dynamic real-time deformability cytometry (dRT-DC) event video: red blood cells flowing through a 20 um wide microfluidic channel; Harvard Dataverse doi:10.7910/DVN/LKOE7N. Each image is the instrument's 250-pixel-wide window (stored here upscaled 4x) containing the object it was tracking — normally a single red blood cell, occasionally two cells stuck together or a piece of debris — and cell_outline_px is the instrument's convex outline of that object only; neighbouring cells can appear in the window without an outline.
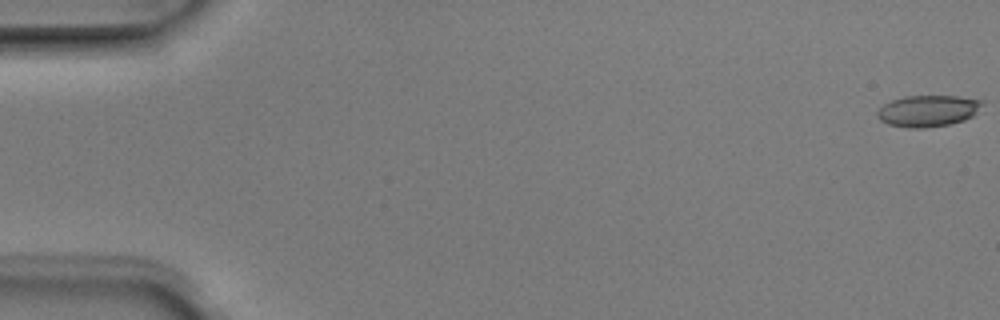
{"species": "Egyptian fruit bat (a non-hibernating species)", "species_latin": "Rousettus aegyptiacus", "temperature_condition": "room temperature", "stored_images_in_passage": 6, "camera_frame_rate_fps": 3000, "um_per_image_px": 0.085, "animal": {"sex": "male"}, "frame": {"image": 1, "passage_image": 1, "time_ms": 0.0, "image_size_px": [1000, 320], "cell_outline_px": [[984, 104], [972, 116], [964, 120], [948, 124], [924, 128], [908, 128], [888, 124], [880, 120], [876, 116], [876, 112], [884, 104], [892, 100], [904, 96], [956, 96], [984, 100]], "centroid_in_image_um": [78.87, 9.42], "position_along_channel_um": 6.1, "area_um2": 19.25}}
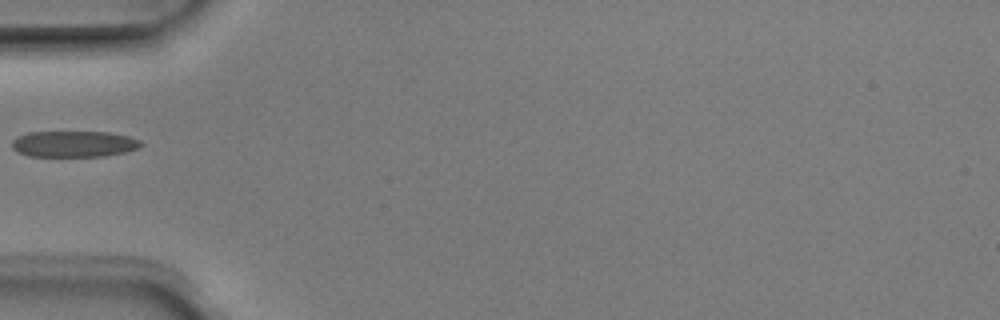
{"frame": {"image": 2, "passage_image": 5, "time_ms": 1.333, "image_size_px": [1000, 320], "cell_outline_px": [[144, 144], [136, 148], [124, 152], [104, 156], [28, 156], [16, 152], [12, 148], [12, 140], [16, 136], [28, 132], [108, 132], [128, 136], [140, 140]], "centroid_in_image_um": [6.23, 12.23], "position_along_channel_um": 78.8, "area_um2": 19.71}}
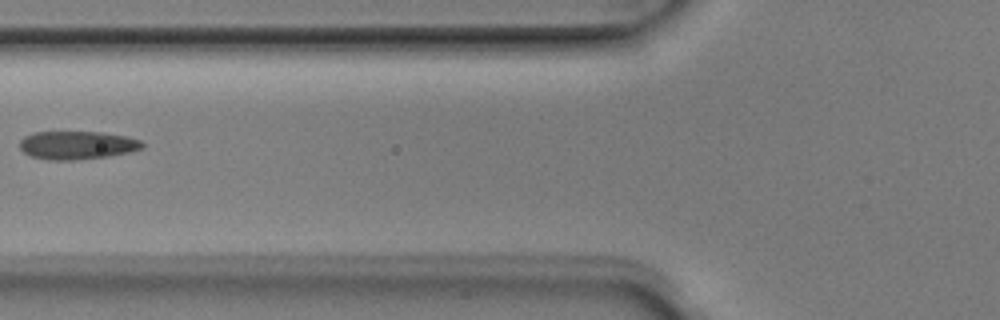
{"frame": {"image": 3, "passage_image": 6, "time_ms": 1.667, "image_size_px": [1000, 320], "cell_outline_px": [[144, 148], [132, 152], [108, 156], [76, 160], [48, 160], [28, 156], [20, 148], [20, 140], [24, 136], [32, 132], [100, 132], [128, 136], [140, 140], [144, 144]], "centroid_in_image_um": [6.56, 12.34], "position_along_channel_um": 119.2, "area_um2": 20.46}}